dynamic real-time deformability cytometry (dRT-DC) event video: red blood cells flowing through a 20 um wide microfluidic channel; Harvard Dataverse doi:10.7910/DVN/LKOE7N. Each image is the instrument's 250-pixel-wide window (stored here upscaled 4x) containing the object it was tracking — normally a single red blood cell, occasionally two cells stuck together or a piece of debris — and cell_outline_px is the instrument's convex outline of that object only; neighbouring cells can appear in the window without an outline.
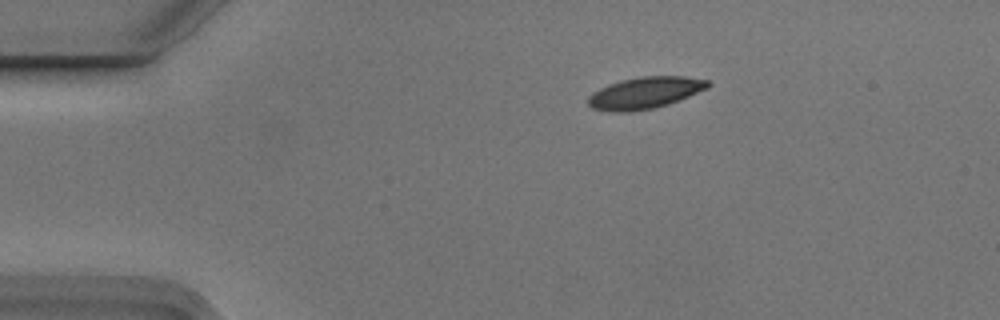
{"species": "Egyptian fruit bat (a non-hibernating species)", "species_latin": "Rousettus aegyptiacus", "temperature_condition": "cold", "stored_images_in_passage": 7, "camera_frame_rate_fps": 3000, "um_per_image_px": 0.085, "animal": {"sex": "male"}, "frame": {"image": 1, "passage_image": 1, "time_ms": 0.0, "image_size_px": [1000, 320], "cell_outline_px": [[712, 84], [708, 88], [668, 104], [656, 108], [632, 112], [612, 112], [592, 108], [588, 104], [588, 96], [592, 92], [608, 84], [620, 80], [640, 76], [684, 76], [708, 80]], "centroid_in_image_um": [54.8, 7.89], "position_along_channel_um": 30.2, "area_um2": 22.31}}
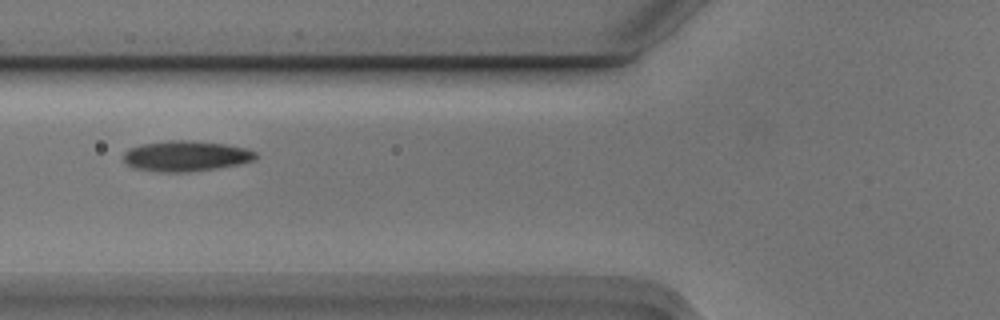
{"frame": {"image": 2, "passage_image": 4, "time_ms": 1.0, "image_size_px": [1000, 320], "cell_outline_px": [[256, 156], [252, 160], [240, 164], [216, 168], [188, 172], [156, 172], [132, 168], [124, 160], [124, 152], [132, 148], [144, 144], [172, 140], [188, 140], [224, 144], [248, 148], [256, 152]], "centroid_in_image_um": [15.81, 13.27], "position_along_channel_um": 110.0, "area_um2": 23.35}}
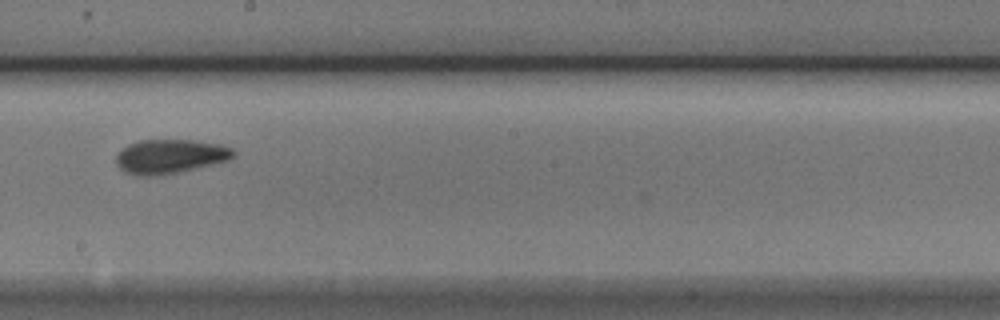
{"frame": {"image": 3, "passage_image": 7, "time_ms": 2.0, "image_size_px": [1000, 320], "cell_outline_px": [[236, 156], [228, 160], [212, 164], [176, 172], [156, 176], [136, 176], [124, 172], [116, 164], [116, 152], [120, 148], [128, 144], [140, 140], [192, 140], [220, 144], [232, 148], [236, 152]], "centroid_in_image_um": [14.41, 13.29], "position_along_channel_um": 233.8, "area_um2": 23.52}}